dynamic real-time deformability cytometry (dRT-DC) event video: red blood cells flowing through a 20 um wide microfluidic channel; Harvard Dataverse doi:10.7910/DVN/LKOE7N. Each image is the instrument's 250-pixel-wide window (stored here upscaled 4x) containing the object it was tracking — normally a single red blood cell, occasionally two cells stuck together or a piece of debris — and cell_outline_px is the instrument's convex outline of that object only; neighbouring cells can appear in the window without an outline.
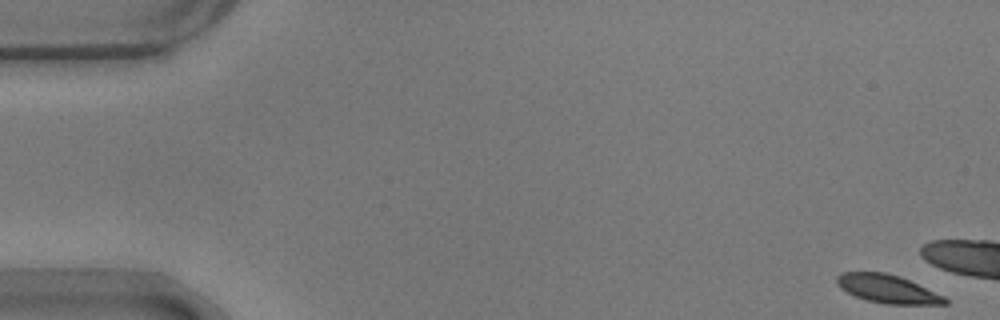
{"species": "common noctule bat (a hibernating species)", "species_latin": "Nyctalus noctula", "temperature_condition": "warm", "stored_images_in_passage": 13, "camera_frame_rate_fps": 3000, "um_per_image_px": 0.085, "animal": {"sex": "male", "body_mass_g": 17.9}, "frame": {"image": 1, "passage_image": 1, "time_ms": 0.0, "image_size_px": [1000, 320], "cell_outline_px": [[948, 304], [888, 304], [868, 300], [856, 296], [840, 288], [836, 284], [836, 276], [840, 272], [884, 272], [900, 276], [944, 296], [948, 300]], "centroid_in_image_um": [75.42, 24.54], "position_along_channel_um": 9.6, "area_um2": 17.69}}